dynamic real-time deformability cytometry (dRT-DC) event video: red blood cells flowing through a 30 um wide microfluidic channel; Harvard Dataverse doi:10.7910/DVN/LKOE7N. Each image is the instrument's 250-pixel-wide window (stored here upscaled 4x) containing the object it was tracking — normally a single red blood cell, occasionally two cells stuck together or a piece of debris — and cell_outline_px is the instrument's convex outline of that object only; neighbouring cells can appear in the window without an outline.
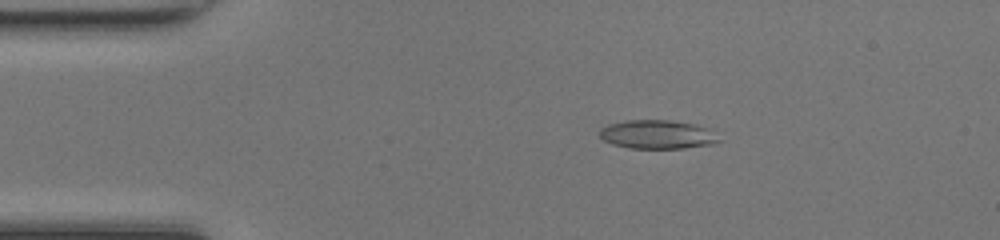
{"species": "common noctule bat (a hibernating species)", "species_latin": "Nyctalus noctula", "temperature_condition": "room temperature", "stored_images_in_passage": 44, "camera_frame_rate_fps": 3000, "um_per_image_px": 0.085, "animal": {"sex": "female", "body_mass_g": 17.0, "forearm_length_mm": 48.0}, "frame": {"image": 1, "passage_image": 5, "time_ms": 1.333, "image_size_px": [1000, 240], "cell_outline_px": [[720, 140], [712, 144], [684, 148], [628, 148], [612, 144], [604, 140], [600, 136], [600, 128], [608, 124], [628, 120], [672, 120], [696, 124], [708, 128]], "centroid_in_image_um": [55.85, 11.42], "position_along_channel_um": 29.1, "area_um2": 19.94}}
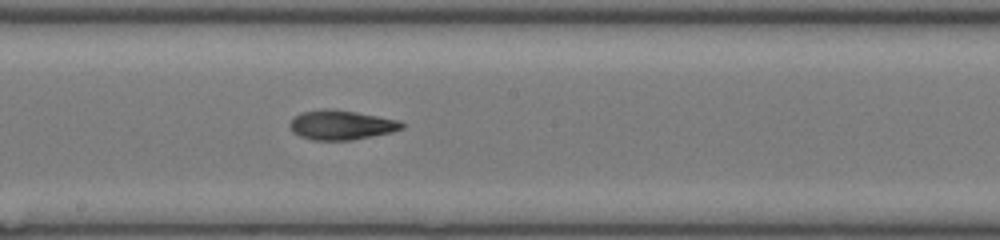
{"frame": {"image": 2, "passage_image": 22, "time_ms": 7.0, "image_size_px": [1000, 240], "cell_outline_px": [[404, 128], [392, 132], [352, 140], [312, 140], [300, 136], [292, 132], [288, 124], [300, 112], [324, 108], [328, 108], [356, 112], [400, 120], [404, 124]], "centroid_in_image_um": [29.0, 10.62], "position_along_channel_um": 219.2, "area_um2": 19.36}}
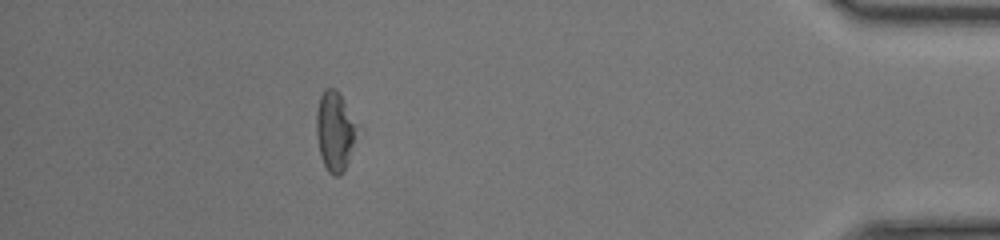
{"frame": {"image": 3, "passage_image": 39, "time_ms": 12.667, "image_size_px": [1000, 240], "cell_outline_px": [[356, 124], [352, 144], [348, 160], [344, 172], [340, 176], [332, 176], [328, 172], [320, 156], [316, 132], [316, 112], [320, 96], [324, 88], [336, 88]], "centroid_in_image_um": [28.4, 11.16], "position_along_channel_um": 406.8, "area_um2": 18.32}, "authors_computed_cell_mechanics": {"area_um2": 19.1607, "velocity_mm_per_s": 4.3053, "shape_relaxation_time_tau1_ms": 4.7906, "shape_relaxation_time_tau2_ms": 3.0083, "deformation_change_tau1": 0.1744, "deformation_change_tau2": 0.1182}}